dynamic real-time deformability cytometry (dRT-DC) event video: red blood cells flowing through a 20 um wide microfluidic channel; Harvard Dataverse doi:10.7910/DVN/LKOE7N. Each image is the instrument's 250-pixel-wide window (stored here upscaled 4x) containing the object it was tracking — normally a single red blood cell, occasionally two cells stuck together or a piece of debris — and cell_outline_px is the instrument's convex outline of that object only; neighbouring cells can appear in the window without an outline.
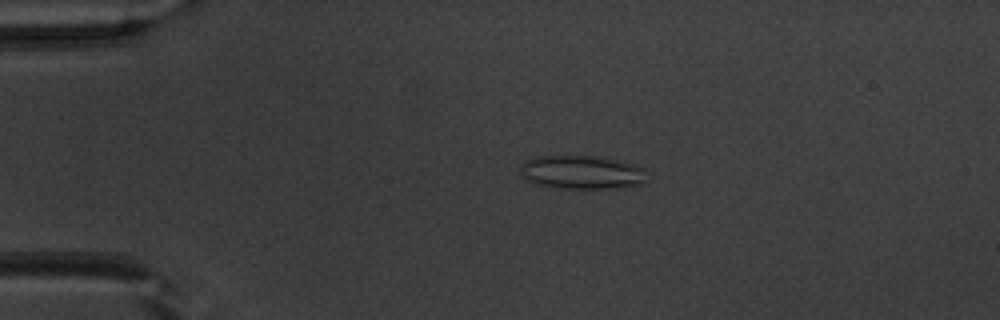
{"species": "common noctule bat (a hibernating species)", "species_latin": "Nyctalus noctula", "temperature_condition": "warm", "stored_images_in_passage": 49, "camera_frame_rate_fps": 3000, "um_per_image_px": 0.085, "animal": {"sex": "male", "body_mass_g": 20.1, "forearm_length_mm": 53.5}, "frame": {"image": 1, "passage_image": 10, "time_ms": 3.0, "image_size_px": [1000, 320], "cell_outline_px": [[644, 184], [624, 188], [556, 188], [532, 184], [524, 180], [520, 172], [520, 168], [528, 160], [536, 156], [596, 156], [620, 160], [644, 168]], "centroid_in_image_um": [49.43, 14.66], "position_along_channel_um": 35.6, "area_um2": 25.03}}
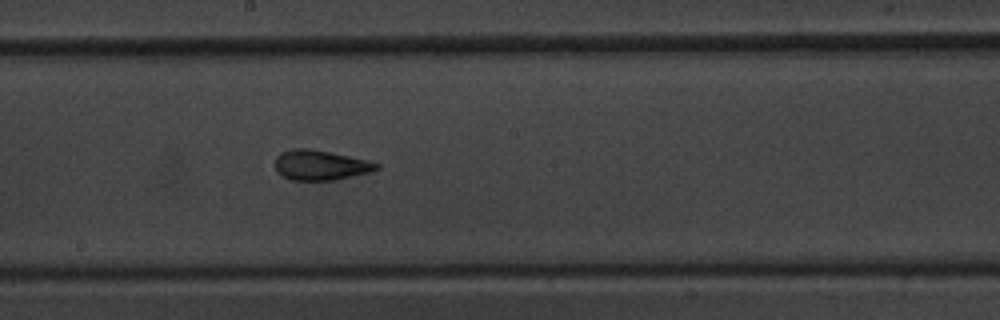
{"frame": {"image": 2, "passage_image": 27, "time_ms": 8.667, "image_size_px": [1000, 320], "cell_outline_px": [[380, 168], [372, 172], [336, 180], [292, 180], [276, 172], [276, 156], [280, 152], [292, 148], [308, 148], [368, 160], [380, 164]], "centroid_in_image_um": [27.25, 14.04], "position_along_channel_um": 220.9, "area_um2": 17.8}}
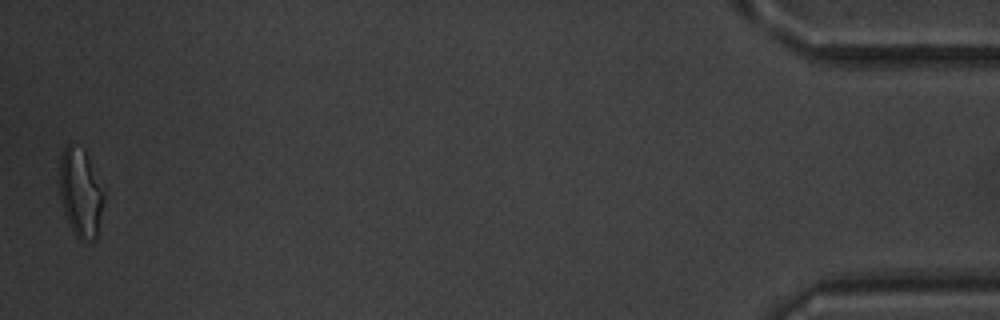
{"frame": {"image": 3, "passage_image": 49, "time_ms": 16.0, "image_size_px": [1000, 320], "cell_outline_px": [[104, 200], [96, 240], [92, 240], [76, 236], [64, 212], [60, 192], [60, 156], [64, 148], [68, 144], [84, 148], [104, 192]], "centroid_in_image_um": [6.85, 16.35], "position_along_channel_um": 428.3, "area_um2": 22.37}, "authors_computed_cell_mechanics": {"area_um2": 18.496, "velocity_mm_per_s": 4.0064, "shape_relaxation_time_tau1_ms": 5.7766, "shape_relaxation_time_tau2_ms": 1.3619, "deformation_change_tau1": 0.1679, "deformation_change_tau2": 0.0943}}